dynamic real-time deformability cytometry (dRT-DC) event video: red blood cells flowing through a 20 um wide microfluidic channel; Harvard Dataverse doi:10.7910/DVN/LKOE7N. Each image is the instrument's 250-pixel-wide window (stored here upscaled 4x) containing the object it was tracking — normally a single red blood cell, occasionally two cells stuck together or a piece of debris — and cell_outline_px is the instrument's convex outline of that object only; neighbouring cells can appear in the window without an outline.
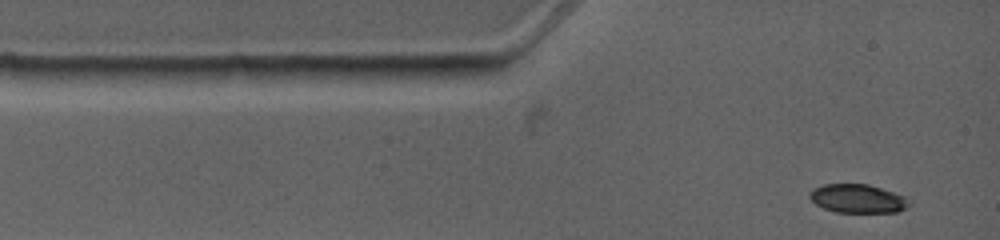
{"species": "common noctule bat (a hibernating species)", "species_latin": "Nyctalus noctula", "temperature_condition": "warm", "stored_images_in_passage": 7, "camera_frame_rate_fps": 4500, "um_per_image_px": 0.085, "animal": {"sex": "female", "body_mass_g": 19.0, "forearm_length_mm": 53.3}, "frame": {"image": 1, "passage_image": 1, "time_ms": 0.0, "image_size_px": [1000, 240], "cell_outline_px": [[912, 204], [896, 212], [836, 212], [824, 208], [816, 204], [808, 196], [808, 192], [812, 188], [824, 184], [868, 184], [904, 196]], "centroid_in_image_um": [72.86, 16.87], "position_along_channel_um": 12.1, "area_um2": 16.53}}
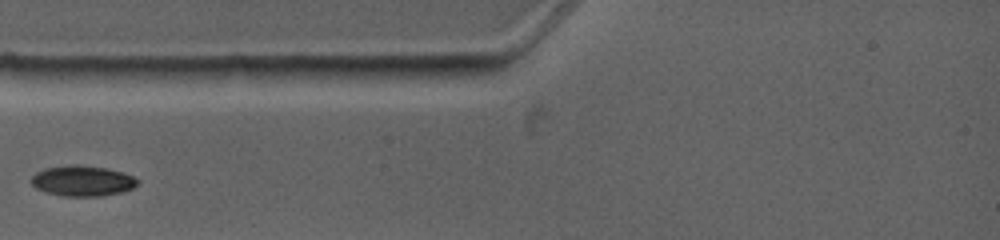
{"frame": {"image": 2, "passage_image": 4, "time_ms": 2.444, "image_size_px": [1000, 240], "cell_outline_px": [[140, 180], [132, 188], [120, 192], [100, 196], [64, 196], [48, 192], [36, 188], [32, 184], [32, 176], [36, 172], [44, 168], [72, 164], [80, 164], [104, 168], [124, 172]], "centroid_in_image_um": [7.0, 15.36], "position_along_channel_um": 78.0, "area_um2": 18.79}}
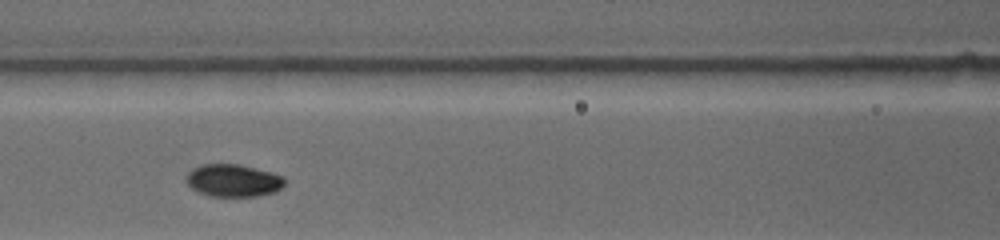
{"frame": {"image": 3, "passage_image": 6, "time_ms": 4.222, "image_size_px": [1000, 240], "cell_outline_px": [[288, 180], [276, 192], [256, 196], [208, 196], [192, 188], [184, 180], [188, 172], [192, 168], [200, 164], [240, 164], [272, 172], [284, 176]], "centroid_in_image_um": [19.84, 15.33], "position_along_channel_um": 146.8, "area_um2": 18.9}}